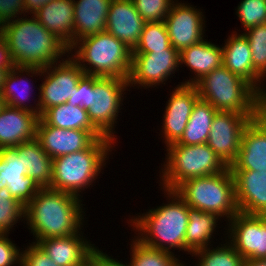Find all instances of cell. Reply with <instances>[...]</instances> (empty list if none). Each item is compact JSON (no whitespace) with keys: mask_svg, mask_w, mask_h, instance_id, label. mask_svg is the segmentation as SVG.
Wrapping results in <instances>:
<instances>
[{"mask_svg":"<svg viewBox=\"0 0 266 266\" xmlns=\"http://www.w3.org/2000/svg\"><path fill=\"white\" fill-rule=\"evenodd\" d=\"M70 193L41 188L25 206V217L36 240L80 233L82 204Z\"/></svg>","mask_w":266,"mask_h":266,"instance_id":"cell-1","label":"cell"},{"mask_svg":"<svg viewBox=\"0 0 266 266\" xmlns=\"http://www.w3.org/2000/svg\"><path fill=\"white\" fill-rule=\"evenodd\" d=\"M0 32L16 67L46 68L58 63L62 55L70 54L69 48L34 16L7 22L0 27Z\"/></svg>","mask_w":266,"mask_h":266,"instance_id":"cell-2","label":"cell"},{"mask_svg":"<svg viewBox=\"0 0 266 266\" xmlns=\"http://www.w3.org/2000/svg\"><path fill=\"white\" fill-rule=\"evenodd\" d=\"M165 192L173 199L171 202L151 209L142 216H136L130 223L140 231L137 239L143 244L171 253L170 248L185 251L189 207L174 190L165 189Z\"/></svg>","mask_w":266,"mask_h":266,"instance_id":"cell-3","label":"cell"},{"mask_svg":"<svg viewBox=\"0 0 266 266\" xmlns=\"http://www.w3.org/2000/svg\"><path fill=\"white\" fill-rule=\"evenodd\" d=\"M74 48L78 49L71 58L85 74L102 78L128 79L132 63V49L112 34L105 31L84 37L76 41L69 51L71 52Z\"/></svg>","mask_w":266,"mask_h":266,"instance_id":"cell-4","label":"cell"},{"mask_svg":"<svg viewBox=\"0 0 266 266\" xmlns=\"http://www.w3.org/2000/svg\"><path fill=\"white\" fill-rule=\"evenodd\" d=\"M114 143L111 138H98L88 149L52 159L49 188L80 196L97 178Z\"/></svg>","mask_w":266,"mask_h":266,"instance_id":"cell-5","label":"cell"},{"mask_svg":"<svg viewBox=\"0 0 266 266\" xmlns=\"http://www.w3.org/2000/svg\"><path fill=\"white\" fill-rule=\"evenodd\" d=\"M200 99L217 111L258 115V91L223 65L195 84Z\"/></svg>","mask_w":266,"mask_h":266,"instance_id":"cell-6","label":"cell"},{"mask_svg":"<svg viewBox=\"0 0 266 266\" xmlns=\"http://www.w3.org/2000/svg\"><path fill=\"white\" fill-rule=\"evenodd\" d=\"M188 207L211 212L228 221L239 212L235 198V183L230 167L225 171L185 180L175 189Z\"/></svg>","mask_w":266,"mask_h":266,"instance_id":"cell-7","label":"cell"},{"mask_svg":"<svg viewBox=\"0 0 266 266\" xmlns=\"http://www.w3.org/2000/svg\"><path fill=\"white\" fill-rule=\"evenodd\" d=\"M166 151L167 164H164L161 180L164 190H174L185 180L217 174L228 168L206 143L200 145L173 143L167 146Z\"/></svg>","mask_w":266,"mask_h":266,"instance_id":"cell-8","label":"cell"},{"mask_svg":"<svg viewBox=\"0 0 266 266\" xmlns=\"http://www.w3.org/2000/svg\"><path fill=\"white\" fill-rule=\"evenodd\" d=\"M129 87L128 79L92 76L89 90L88 115L92 124L105 136L115 139L113 128L123 101V91Z\"/></svg>","mask_w":266,"mask_h":266,"instance_id":"cell-9","label":"cell"},{"mask_svg":"<svg viewBox=\"0 0 266 266\" xmlns=\"http://www.w3.org/2000/svg\"><path fill=\"white\" fill-rule=\"evenodd\" d=\"M59 63L58 65L54 63L42 68L40 76L45 74V81L40 84V89H38L40 91L39 106L41 115L53 106L67 103L68 99L74 94V88L78 81L85 74L71 57H68L65 61L62 59V63L61 61Z\"/></svg>","mask_w":266,"mask_h":266,"instance_id":"cell-10","label":"cell"},{"mask_svg":"<svg viewBox=\"0 0 266 266\" xmlns=\"http://www.w3.org/2000/svg\"><path fill=\"white\" fill-rule=\"evenodd\" d=\"M256 117L258 115H244L230 111L216 112L206 144L228 167L237 158L243 129Z\"/></svg>","mask_w":266,"mask_h":266,"instance_id":"cell-11","label":"cell"},{"mask_svg":"<svg viewBox=\"0 0 266 266\" xmlns=\"http://www.w3.org/2000/svg\"><path fill=\"white\" fill-rule=\"evenodd\" d=\"M230 243L245 260L266 259V215L236 213L229 220Z\"/></svg>","mask_w":266,"mask_h":266,"instance_id":"cell-12","label":"cell"},{"mask_svg":"<svg viewBox=\"0 0 266 266\" xmlns=\"http://www.w3.org/2000/svg\"><path fill=\"white\" fill-rule=\"evenodd\" d=\"M180 65L179 51L154 50L150 53H132L131 70L128 85L140 84L153 87L168 80Z\"/></svg>","mask_w":266,"mask_h":266,"instance_id":"cell-13","label":"cell"},{"mask_svg":"<svg viewBox=\"0 0 266 266\" xmlns=\"http://www.w3.org/2000/svg\"><path fill=\"white\" fill-rule=\"evenodd\" d=\"M200 10L186 3H173L165 18L171 45L181 51L203 40L205 25L204 16Z\"/></svg>","mask_w":266,"mask_h":266,"instance_id":"cell-14","label":"cell"},{"mask_svg":"<svg viewBox=\"0 0 266 266\" xmlns=\"http://www.w3.org/2000/svg\"><path fill=\"white\" fill-rule=\"evenodd\" d=\"M170 96L164 114L163 134L166 147L177 143L182 137L191 116L194 104L200 98L193 84H182L175 87Z\"/></svg>","mask_w":266,"mask_h":266,"instance_id":"cell-15","label":"cell"},{"mask_svg":"<svg viewBox=\"0 0 266 266\" xmlns=\"http://www.w3.org/2000/svg\"><path fill=\"white\" fill-rule=\"evenodd\" d=\"M36 139L52 159L88 149L97 140L90 131L61 129L46 125L41 119L37 124Z\"/></svg>","mask_w":266,"mask_h":266,"instance_id":"cell-16","label":"cell"},{"mask_svg":"<svg viewBox=\"0 0 266 266\" xmlns=\"http://www.w3.org/2000/svg\"><path fill=\"white\" fill-rule=\"evenodd\" d=\"M7 187L11 195L26 206L41 189L29 176L18 158L17 150L0 149V190Z\"/></svg>","mask_w":266,"mask_h":266,"instance_id":"cell-17","label":"cell"},{"mask_svg":"<svg viewBox=\"0 0 266 266\" xmlns=\"http://www.w3.org/2000/svg\"><path fill=\"white\" fill-rule=\"evenodd\" d=\"M230 169L266 172V124L259 117L243 129L239 152Z\"/></svg>","mask_w":266,"mask_h":266,"instance_id":"cell-18","label":"cell"},{"mask_svg":"<svg viewBox=\"0 0 266 266\" xmlns=\"http://www.w3.org/2000/svg\"><path fill=\"white\" fill-rule=\"evenodd\" d=\"M235 183V198L239 212L266 215V172L231 170Z\"/></svg>","mask_w":266,"mask_h":266,"instance_id":"cell-19","label":"cell"},{"mask_svg":"<svg viewBox=\"0 0 266 266\" xmlns=\"http://www.w3.org/2000/svg\"><path fill=\"white\" fill-rule=\"evenodd\" d=\"M145 21L137 12L132 0H112L109 6L105 31L112 34L130 49L139 42Z\"/></svg>","mask_w":266,"mask_h":266,"instance_id":"cell-20","label":"cell"},{"mask_svg":"<svg viewBox=\"0 0 266 266\" xmlns=\"http://www.w3.org/2000/svg\"><path fill=\"white\" fill-rule=\"evenodd\" d=\"M39 119L33 112L5 105L0 111V149L36 139Z\"/></svg>","mask_w":266,"mask_h":266,"instance_id":"cell-21","label":"cell"},{"mask_svg":"<svg viewBox=\"0 0 266 266\" xmlns=\"http://www.w3.org/2000/svg\"><path fill=\"white\" fill-rule=\"evenodd\" d=\"M33 243H36L58 266L81 265L95 247L78 233L68 237L46 238Z\"/></svg>","mask_w":266,"mask_h":266,"instance_id":"cell-22","label":"cell"},{"mask_svg":"<svg viewBox=\"0 0 266 266\" xmlns=\"http://www.w3.org/2000/svg\"><path fill=\"white\" fill-rule=\"evenodd\" d=\"M32 16L69 49L74 44V0H52Z\"/></svg>","mask_w":266,"mask_h":266,"instance_id":"cell-23","label":"cell"},{"mask_svg":"<svg viewBox=\"0 0 266 266\" xmlns=\"http://www.w3.org/2000/svg\"><path fill=\"white\" fill-rule=\"evenodd\" d=\"M234 33L222 47L223 66L259 91L262 79L254 71L249 42L243 33Z\"/></svg>","mask_w":266,"mask_h":266,"instance_id":"cell-24","label":"cell"},{"mask_svg":"<svg viewBox=\"0 0 266 266\" xmlns=\"http://www.w3.org/2000/svg\"><path fill=\"white\" fill-rule=\"evenodd\" d=\"M112 0H74V43L84 37L105 32Z\"/></svg>","mask_w":266,"mask_h":266,"instance_id":"cell-25","label":"cell"},{"mask_svg":"<svg viewBox=\"0 0 266 266\" xmlns=\"http://www.w3.org/2000/svg\"><path fill=\"white\" fill-rule=\"evenodd\" d=\"M180 65L182 63L194 71L195 77L182 84H195L204 75L223 65L222 47L208 41L201 40L179 52Z\"/></svg>","mask_w":266,"mask_h":266,"instance_id":"cell-26","label":"cell"},{"mask_svg":"<svg viewBox=\"0 0 266 266\" xmlns=\"http://www.w3.org/2000/svg\"><path fill=\"white\" fill-rule=\"evenodd\" d=\"M29 176L40 188H49L52 180V158L42 149L39 141L23 142L14 147Z\"/></svg>","mask_w":266,"mask_h":266,"instance_id":"cell-27","label":"cell"},{"mask_svg":"<svg viewBox=\"0 0 266 266\" xmlns=\"http://www.w3.org/2000/svg\"><path fill=\"white\" fill-rule=\"evenodd\" d=\"M46 124L61 129L90 131L97 139L105 137L91 122L87 110L64 103L47 109L40 117Z\"/></svg>","mask_w":266,"mask_h":266,"instance_id":"cell-28","label":"cell"},{"mask_svg":"<svg viewBox=\"0 0 266 266\" xmlns=\"http://www.w3.org/2000/svg\"><path fill=\"white\" fill-rule=\"evenodd\" d=\"M188 219L185 233V251L191 254L196 250L208 247L219 217L214 213L189 207Z\"/></svg>","mask_w":266,"mask_h":266,"instance_id":"cell-29","label":"cell"},{"mask_svg":"<svg viewBox=\"0 0 266 266\" xmlns=\"http://www.w3.org/2000/svg\"><path fill=\"white\" fill-rule=\"evenodd\" d=\"M23 72H26L27 73L26 75H29V76H30L29 73L35 74V75L36 74L40 75V73H42V68L16 67L15 66L13 69L9 70L8 73L6 74L3 88L1 90V95L4 99L5 105H8V106H11L14 108H19L22 110H27L29 112H33V113L37 114L39 117H41L39 100H38V103L36 104V106L34 108L30 107V105L27 106L25 104L26 99H28V97H29V94H27V93H28V90L30 89V87H29V85H26L29 80H27V79L24 80V78L22 79V77H20V80H19V76L21 75L19 73L23 74ZM19 81H20V83H19ZM22 83L23 84L25 83L24 84L25 87ZM20 84H22L23 87ZM20 89H21V91H20ZM29 92H30V90H29Z\"/></svg>","mask_w":266,"mask_h":266,"instance_id":"cell-30","label":"cell"},{"mask_svg":"<svg viewBox=\"0 0 266 266\" xmlns=\"http://www.w3.org/2000/svg\"><path fill=\"white\" fill-rule=\"evenodd\" d=\"M216 112L217 110L209 102L199 98L193 106L184 133L176 144L200 145L207 143Z\"/></svg>","mask_w":266,"mask_h":266,"instance_id":"cell-31","label":"cell"},{"mask_svg":"<svg viewBox=\"0 0 266 266\" xmlns=\"http://www.w3.org/2000/svg\"><path fill=\"white\" fill-rule=\"evenodd\" d=\"M154 50H176L170 43L164 21L145 22L139 42L132 53H150Z\"/></svg>","mask_w":266,"mask_h":266,"instance_id":"cell-32","label":"cell"},{"mask_svg":"<svg viewBox=\"0 0 266 266\" xmlns=\"http://www.w3.org/2000/svg\"><path fill=\"white\" fill-rule=\"evenodd\" d=\"M131 246L130 266H179L181 264L173 253L149 247L137 238L132 241Z\"/></svg>","mask_w":266,"mask_h":266,"instance_id":"cell-33","label":"cell"},{"mask_svg":"<svg viewBox=\"0 0 266 266\" xmlns=\"http://www.w3.org/2000/svg\"><path fill=\"white\" fill-rule=\"evenodd\" d=\"M227 243L212 250L207 247L194 251L192 254L200 257L197 266H244L245 259L231 243Z\"/></svg>","mask_w":266,"mask_h":266,"instance_id":"cell-34","label":"cell"},{"mask_svg":"<svg viewBox=\"0 0 266 266\" xmlns=\"http://www.w3.org/2000/svg\"><path fill=\"white\" fill-rule=\"evenodd\" d=\"M246 31L243 34L250 45L254 71L264 81L266 78V23Z\"/></svg>","mask_w":266,"mask_h":266,"instance_id":"cell-35","label":"cell"},{"mask_svg":"<svg viewBox=\"0 0 266 266\" xmlns=\"http://www.w3.org/2000/svg\"><path fill=\"white\" fill-rule=\"evenodd\" d=\"M25 217V206L14 198L9 189L0 190V235L9 234L10 229Z\"/></svg>","mask_w":266,"mask_h":266,"instance_id":"cell-36","label":"cell"},{"mask_svg":"<svg viewBox=\"0 0 266 266\" xmlns=\"http://www.w3.org/2000/svg\"><path fill=\"white\" fill-rule=\"evenodd\" d=\"M237 15L245 30L266 23V0H243Z\"/></svg>","mask_w":266,"mask_h":266,"instance_id":"cell-37","label":"cell"},{"mask_svg":"<svg viewBox=\"0 0 266 266\" xmlns=\"http://www.w3.org/2000/svg\"><path fill=\"white\" fill-rule=\"evenodd\" d=\"M145 22H161L170 12L173 0H132Z\"/></svg>","mask_w":266,"mask_h":266,"instance_id":"cell-38","label":"cell"},{"mask_svg":"<svg viewBox=\"0 0 266 266\" xmlns=\"http://www.w3.org/2000/svg\"><path fill=\"white\" fill-rule=\"evenodd\" d=\"M20 266H58L45 252L33 243L21 252Z\"/></svg>","mask_w":266,"mask_h":266,"instance_id":"cell-39","label":"cell"},{"mask_svg":"<svg viewBox=\"0 0 266 266\" xmlns=\"http://www.w3.org/2000/svg\"><path fill=\"white\" fill-rule=\"evenodd\" d=\"M89 90H92V75L84 74L74 88V94L67 101L68 104L81 106L88 111Z\"/></svg>","mask_w":266,"mask_h":266,"instance_id":"cell-40","label":"cell"},{"mask_svg":"<svg viewBox=\"0 0 266 266\" xmlns=\"http://www.w3.org/2000/svg\"><path fill=\"white\" fill-rule=\"evenodd\" d=\"M7 235H0V266L20 265L21 252Z\"/></svg>","mask_w":266,"mask_h":266,"instance_id":"cell-41","label":"cell"},{"mask_svg":"<svg viewBox=\"0 0 266 266\" xmlns=\"http://www.w3.org/2000/svg\"><path fill=\"white\" fill-rule=\"evenodd\" d=\"M25 12L24 0H0V27Z\"/></svg>","mask_w":266,"mask_h":266,"instance_id":"cell-42","label":"cell"},{"mask_svg":"<svg viewBox=\"0 0 266 266\" xmlns=\"http://www.w3.org/2000/svg\"><path fill=\"white\" fill-rule=\"evenodd\" d=\"M123 262H117L112 257L108 256L106 253L99 251L97 247L93 248V266H130V264L126 265Z\"/></svg>","mask_w":266,"mask_h":266,"instance_id":"cell-43","label":"cell"},{"mask_svg":"<svg viewBox=\"0 0 266 266\" xmlns=\"http://www.w3.org/2000/svg\"><path fill=\"white\" fill-rule=\"evenodd\" d=\"M15 64L12 60L10 50L4 35L0 32V68L13 69Z\"/></svg>","mask_w":266,"mask_h":266,"instance_id":"cell-44","label":"cell"},{"mask_svg":"<svg viewBox=\"0 0 266 266\" xmlns=\"http://www.w3.org/2000/svg\"><path fill=\"white\" fill-rule=\"evenodd\" d=\"M258 117L266 124V90L258 91Z\"/></svg>","mask_w":266,"mask_h":266,"instance_id":"cell-45","label":"cell"},{"mask_svg":"<svg viewBox=\"0 0 266 266\" xmlns=\"http://www.w3.org/2000/svg\"><path fill=\"white\" fill-rule=\"evenodd\" d=\"M50 1L52 0H24L25 13H29L28 11H30L34 15Z\"/></svg>","mask_w":266,"mask_h":266,"instance_id":"cell-46","label":"cell"},{"mask_svg":"<svg viewBox=\"0 0 266 266\" xmlns=\"http://www.w3.org/2000/svg\"><path fill=\"white\" fill-rule=\"evenodd\" d=\"M244 266H266V259L245 260Z\"/></svg>","mask_w":266,"mask_h":266,"instance_id":"cell-47","label":"cell"},{"mask_svg":"<svg viewBox=\"0 0 266 266\" xmlns=\"http://www.w3.org/2000/svg\"><path fill=\"white\" fill-rule=\"evenodd\" d=\"M8 68H0V93L3 88V84L5 81L6 74L8 73Z\"/></svg>","mask_w":266,"mask_h":266,"instance_id":"cell-48","label":"cell"},{"mask_svg":"<svg viewBox=\"0 0 266 266\" xmlns=\"http://www.w3.org/2000/svg\"><path fill=\"white\" fill-rule=\"evenodd\" d=\"M79 266H93V249L89 253L88 259L85 260L81 265Z\"/></svg>","mask_w":266,"mask_h":266,"instance_id":"cell-49","label":"cell"},{"mask_svg":"<svg viewBox=\"0 0 266 266\" xmlns=\"http://www.w3.org/2000/svg\"><path fill=\"white\" fill-rule=\"evenodd\" d=\"M5 106V102H4V99L0 93V111L2 110V108Z\"/></svg>","mask_w":266,"mask_h":266,"instance_id":"cell-50","label":"cell"}]
</instances>
